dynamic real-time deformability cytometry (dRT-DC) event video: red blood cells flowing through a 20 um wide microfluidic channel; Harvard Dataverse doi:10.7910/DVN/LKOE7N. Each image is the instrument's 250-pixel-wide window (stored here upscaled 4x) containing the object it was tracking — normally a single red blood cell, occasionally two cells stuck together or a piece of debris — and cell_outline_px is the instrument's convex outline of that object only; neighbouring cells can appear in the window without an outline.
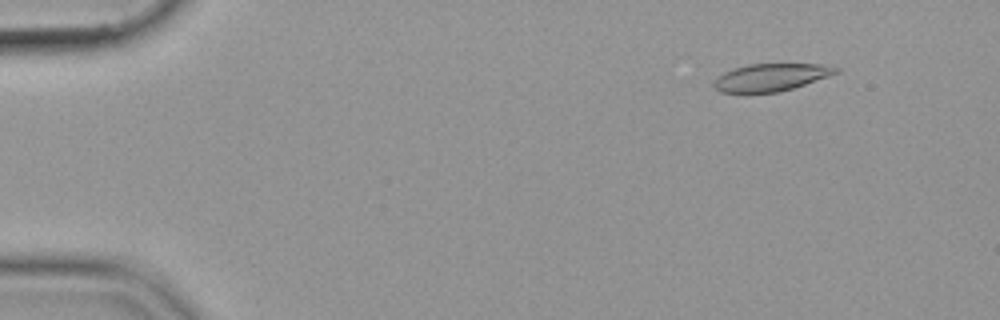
{"species": "common noctule bat (a hibernating species)", "species_latin": "Nyctalus noctula", "temperature_condition": "cold", "stored_images_in_passage": 54, "camera_frame_rate_fps": 3000, "um_per_image_px": 0.085, "animal": {"sex": "female", "body_mass_g": 19.9}, "frame": {"image": 1, "passage_image": 6, "time_ms": 1.667, "image_size_px": [1000, 320], "cell_outline_px": [[840, 72], [792, 88], [776, 92], [744, 96], [720, 92], [712, 88], [712, 84], [724, 72], [732, 68], [748, 64], [820, 64], [840, 68]], "centroid_in_image_um": [65.42, 6.62], "position_along_channel_um": 19.6, "area_um2": 20.11}}
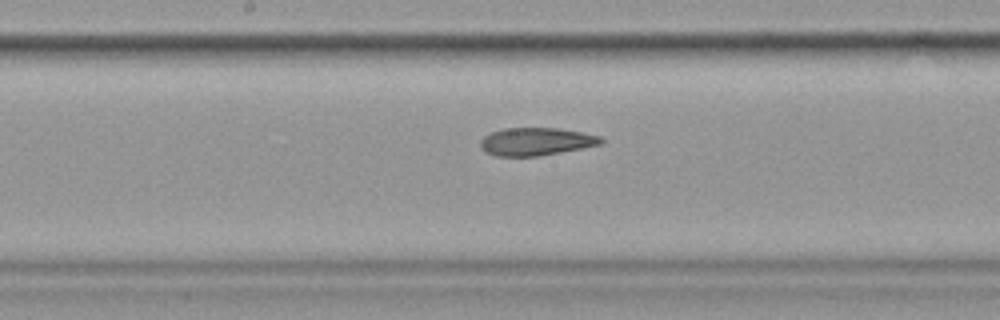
{"frame": {"image": 2, "passage_image": 29, "time_ms": 9.333, "image_size_px": [1000, 320], "cell_outline_px": [[604, 140], [600, 144], [540, 156], [496, 156], [484, 152], [480, 148], [480, 140], [484, 136], [492, 132], [504, 128], [556, 128], [584, 132], [600, 136]], "centroid_in_image_um": [45.53, 12.03], "position_along_channel_um": 202.7, "area_um2": 19.54}}
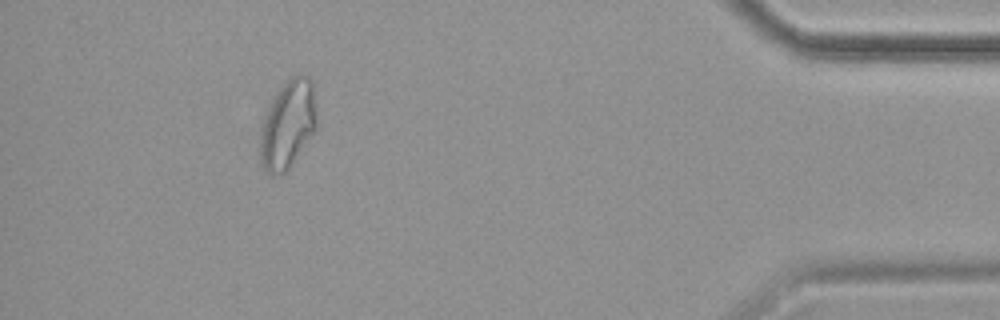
{"frame": {"image": 3, "passage_image": 50, "time_ms": 16.333, "image_size_px": [1000, 320], "cell_outline_px": [[316, 128], [288, 168], [284, 172], [276, 176], [272, 176], [260, 164], [260, 128], [268, 104], [276, 92], [292, 76], [308, 76], [312, 80], [316, 104]], "centroid_in_image_um": [24.44, 10.57], "position_along_channel_um": 410.8, "area_um2": 28.96}}